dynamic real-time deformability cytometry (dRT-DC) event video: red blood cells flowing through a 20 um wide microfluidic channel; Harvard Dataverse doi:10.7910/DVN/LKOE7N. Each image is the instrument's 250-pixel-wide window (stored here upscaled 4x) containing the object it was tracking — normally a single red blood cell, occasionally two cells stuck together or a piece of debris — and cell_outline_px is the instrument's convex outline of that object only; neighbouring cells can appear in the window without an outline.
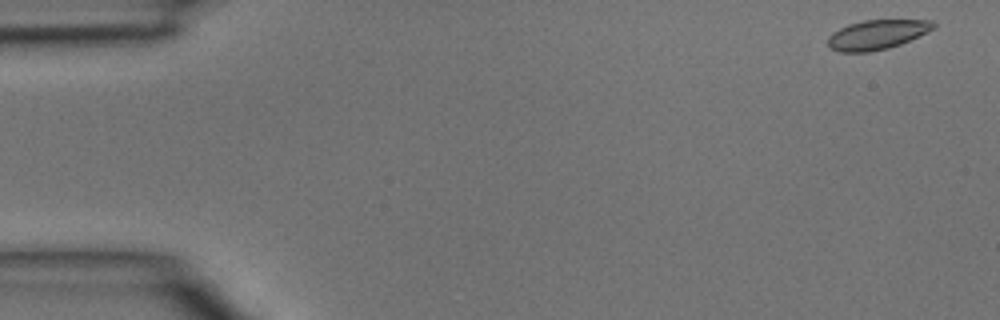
{"species": "common noctule bat (a hibernating species)", "species_latin": "Nyctalus noctula", "temperature_condition": "room temperature", "stored_images_in_passage": 3, "camera_frame_rate_fps": 3000, "um_per_image_px": 0.085, "animal": {"sex": "male", "body_mass_g": 15.6}, "frame": {"image": 1, "passage_image": 1, "time_ms": 0.0, "image_size_px": [1000, 320], "cell_outline_px": [[936, 28], [928, 32], [900, 44], [888, 48], [868, 52], [840, 52], [832, 48], [828, 44], [828, 36], [832, 32], [848, 24], [864, 20], [932, 20], [936, 24]], "centroid_in_image_um": [74.56, 2.93], "position_along_channel_um": 10.4, "area_um2": 18.15}}